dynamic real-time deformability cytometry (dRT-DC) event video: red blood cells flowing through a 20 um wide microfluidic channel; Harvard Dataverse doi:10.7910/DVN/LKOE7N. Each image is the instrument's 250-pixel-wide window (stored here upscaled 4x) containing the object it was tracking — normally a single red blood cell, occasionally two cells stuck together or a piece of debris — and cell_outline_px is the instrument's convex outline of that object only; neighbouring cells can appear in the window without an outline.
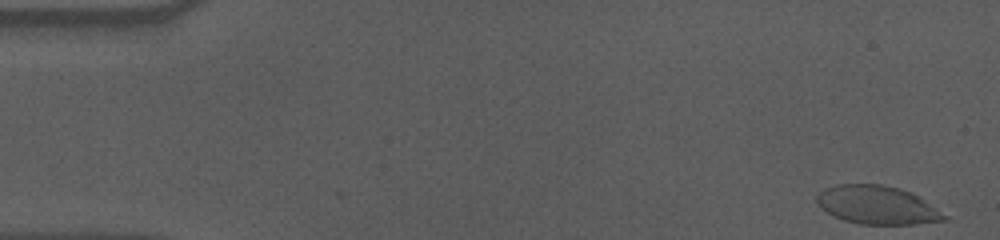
{"species": "human", "species_latin": "Homo sapiens", "temperature_condition": "cold", "stored_images_in_passage": 50, "camera_frame_rate_fps": 3000, "um_per_image_px": 0.085, "donor": {"sex": "male"}, "frame": {"image": 1, "passage_image": 1, "time_ms": 0.0, "image_size_px": [1000, 240], "cell_outline_px": [[948, 220], [916, 224], [860, 224], [844, 220], [832, 216], [816, 200], [816, 196], [824, 188], [836, 184], [880, 184], [900, 188], [912, 192], [920, 196], [948, 216]], "centroid_in_image_um": [74.6, 17.42], "position_along_channel_um": 10.4, "area_um2": 28.61}}
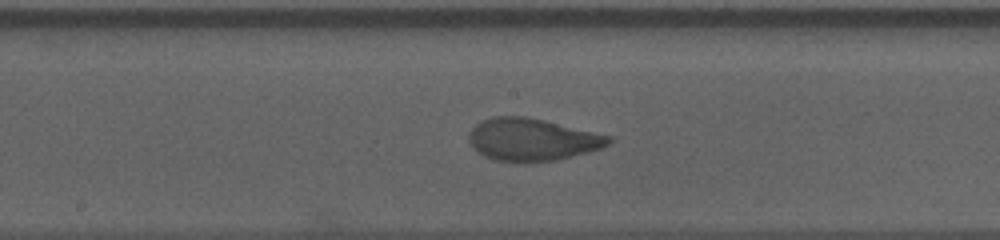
{"frame": {"image": 2, "passage_image": 29, "time_ms": 9.333, "image_size_px": [1000, 240], "cell_outline_px": [[612, 140], [608, 144], [600, 148], [588, 152], [556, 160], [520, 164], [496, 160], [484, 156], [472, 148], [468, 140], [468, 132], [480, 120], [492, 116], [524, 116], [544, 120], [612, 136]], "centroid_in_image_um": [45.17, 11.87], "position_along_channel_um": 203.0, "area_um2": 34.97}}
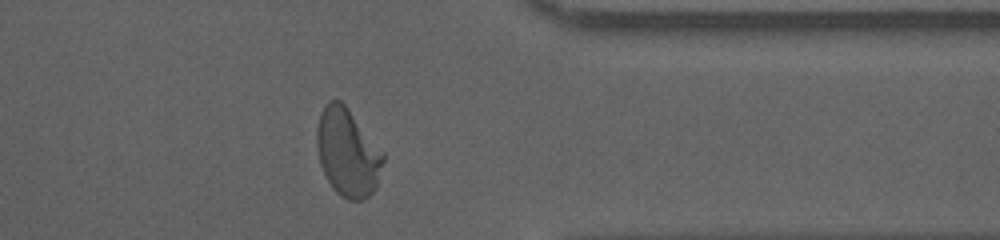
{"frame": {"image": 3, "passage_image": 45, "time_ms": 14.667, "image_size_px": [1000, 240], "cell_outline_px": [[384, 160], [376, 188], [364, 200], [348, 200], [340, 196], [332, 188], [320, 164], [316, 144], [316, 132], [320, 116], [328, 100], [340, 100], [344, 104], [384, 152]], "centroid_in_image_um": [29.55, 12.99], "position_along_channel_um": 381.8, "area_um2": 33.81}, "authors_computed_cell_mechanics": {"area_um2": 33.4373, "velocity_mm_per_s": 3.5464, "shape_relaxation_time_tau1_ms": 3.7947, "shape_relaxation_time_tau2_ms": 0.9886, "deformation_change_tau1": 0.1855, "deformation_change_tau2": 0.0671}}